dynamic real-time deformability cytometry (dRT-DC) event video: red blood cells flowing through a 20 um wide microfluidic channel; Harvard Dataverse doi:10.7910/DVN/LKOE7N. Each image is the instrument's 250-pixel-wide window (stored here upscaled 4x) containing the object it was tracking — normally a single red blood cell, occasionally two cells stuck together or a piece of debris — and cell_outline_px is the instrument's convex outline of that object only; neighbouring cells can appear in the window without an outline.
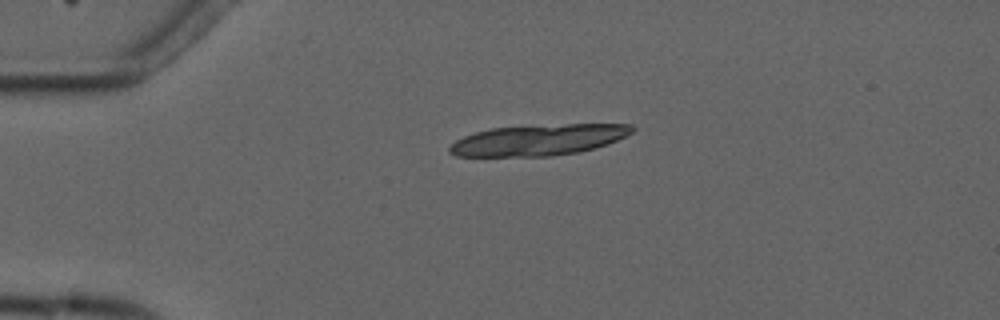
{"species": "common noctule bat (a hibernating species)", "species_latin": "Nyctalus noctula", "temperature_condition": "cold", "stored_images_in_passage": 4, "camera_frame_rate_fps": 3000, "um_per_image_px": 0.085, "animal": {"sex": "male", "forearm_length_mm": 52.5}, "frame": {"image": 1, "passage_image": 2, "time_ms": 1.0, "image_size_px": [1000, 320], "cell_outline_px": [[636, 128], [632, 132], [608, 144], [580, 152], [552, 156], [456, 156], [448, 152], [448, 148], [456, 140], [464, 136], [488, 128], [568, 124], [632, 124]], "centroid_in_image_um": [45.77, 11.9], "position_along_channel_um": 39.2, "area_um2": 32.89}}